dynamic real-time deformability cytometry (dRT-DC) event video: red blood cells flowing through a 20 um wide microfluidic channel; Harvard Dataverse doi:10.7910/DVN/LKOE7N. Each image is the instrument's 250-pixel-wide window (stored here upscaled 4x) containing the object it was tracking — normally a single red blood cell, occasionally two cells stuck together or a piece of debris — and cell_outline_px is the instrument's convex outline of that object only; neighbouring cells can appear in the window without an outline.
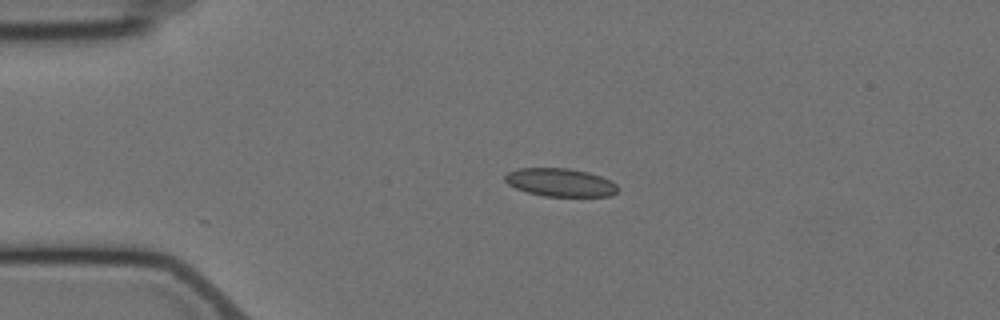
{"species": "Egyptian fruit bat (a non-hibernating species)", "species_latin": "Rousettus aegyptiacus", "temperature_condition": "cold", "stored_images_in_passage": 3, "camera_frame_rate_fps": 3000, "um_per_image_px": 0.085, "animal": {"sex": "female"}, "frame": {"image": 1, "passage_image": 2, "time_ms": 2.0, "image_size_px": [1000, 320], "cell_outline_px": [[620, 188], [612, 196], [544, 196], [528, 192], [516, 188], [508, 184], [504, 180], [504, 176], [508, 172], [516, 168], [568, 168], [588, 172], [612, 180]], "centroid_in_image_um": [47.64, 15.5], "position_along_channel_um": 37.4, "area_um2": 18.61}}